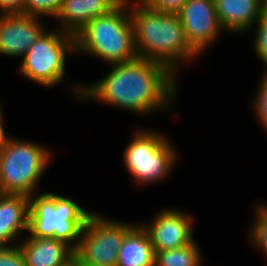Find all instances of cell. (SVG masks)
<instances>
[{
    "label": "cell",
    "instance_id": "1",
    "mask_svg": "<svg viewBox=\"0 0 267 266\" xmlns=\"http://www.w3.org/2000/svg\"><path fill=\"white\" fill-rule=\"evenodd\" d=\"M173 73L163 64L144 58L113 64L103 79L76 89L84 98L98 99L135 113L166 107L174 98L176 83ZM168 101V102H167Z\"/></svg>",
    "mask_w": 267,
    "mask_h": 266
},
{
    "label": "cell",
    "instance_id": "2",
    "mask_svg": "<svg viewBox=\"0 0 267 266\" xmlns=\"http://www.w3.org/2000/svg\"><path fill=\"white\" fill-rule=\"evenodd\" d=\"M137 3L139 6L128 9L139 58L161 63L174 74L181 60L198 55L188 43L177 13L153 9L142 0Z\"/></svg>",
    "mask_w": 267,
    "mask_h": 266
},
{
    "label": "cell",
    "instance_id": "3",
    "mask_svg": "<svg viewBox=\"0 0 267 266\" xmlns=\"http://www.w3.org/2000/svg\"><path fill=\"white\" fill-rule=\"evenodd\" d=\"M127 6L119 4L108 14L89 21L75 35V51L100 57L112 65L137 59L131 15L124 11Z\"/></svg>",
    "mask_w": 267,
    "mask_h": 266
},
{
    "label": "cell",
    "instance_id": "4",
    "mask_svg": "<svg viewBox=\"0 0 267 266\" xmlns=\"http://www.w3.org/2000/svg\"><path fill=\"white\" fill-rule=\"evenodd\" d=\"M32 196H29L30 236L59 239L75 250L91 213L73 200L54 193H43L34 199Z\"/></svg>",
    "mask_w": 267,
    "mask_h": 266
},
{
    "label": "cell",
    "instance_id": "5",
    "mask_svg": "<svg viewBox=\"0 0 267 266\" xmlns=\"http://www.w3.org/2000/svg\"><path fill=\"white\" fill-rule=\"evenodd\" d=\"M50 155L41 145L10 138L0 152V188L5 194L34 195Z\"/></svg>",
    "mask_w": 267,
    "mask_h": 266
},
{
    "label": "cell",
    "instance_id": "6",
    "mask_svg": "<svg viewBox=\"0 0 267 266\" xmlns=\"http://www.w3.org/2000/svg\"><path fill=\"white\" fill-rule=\"evenodd\" d=\"M75 52V36L44 31L23 56L21 73L40 85H57L65 75L66 53Z\"/></svg>",
    "mask_w": 267,
    "mask_h": 266
},
{
    "label": "cell",
    "instance_id": "7",
    "mask_svg": "<svg viewBox=\"0 0 267 266\" xmlns=\"http://www.w3.org/2000/svg\"><path fill=\"white\" fill-rule=\"evenodd\" d=\"M162 134L138 131L124 153V162L137 183L158 182L170 173L175 150Z\"/></svg>",
    "mask_w": 267,
    "mask_h": 266
},
{
    "label": "cell",
    "instance_id": "8",
    "mask_svg": "<svg viewBox=\"0 0 267 266\" xmlns=\"http://www.w3.org/2000/svg\"><path fill=\"white\" fill-rule=\"evenodd\" d=\"M134 226L90 214L74 255L84 266H117L118 251Z\"/></svg>",
    "mask_w": 267,
    "mask_h": 266
},
{
    "label": "cell",
    "instance_id": "9",
    "mask_svg": "<svg viewBox=\"0 0 267 266\" xmlns=\"http://www.w3.org/2000/svg\"><path fill=\"white\" fill-rule=\"evenodd\" d=\"M176 13L188 43L198 54L224 30L216 14L214 0H187Z\"/></svg>",
    "mask_w": 267,
    "mask_h": 266
},
{
    "label": "cell",
    "instance_id": "10",
    "mask_svg": "<svg viewBox=\"0 0 267 266\" xmlns=\"http://www.w3.org/2000/svg\"><path fill=\"white\" fill-rule=\"evenodd\" d=\"M153 222L143 228L148 232L155 254L191 244L192 218L179 210L167 209L158 213Z\"/></svg>",
    "mask_w": 267,
    "mask_h": 266
},
{
    "label": "cell",
    "instance_id": "11",
    "mask_svg": "<svg viewBox=\"0 0 267 266\" xmlns=\"http://www.w3.org/2000/svg\"><path fill=\"white\" fill-rule=\"evenodd\" d=\"M44 31L39 17L0 14V54L24 56Z\"/></svg>",
    "mask_w": 267,
    "mask_h": 266
},
{
    "label": "cell",
    "instance_id": "12",
    "mask_svg": "<svg viewBox=\"0 0 267 266\" xmlns=\"http://www.w3.org/2000/svg\"><path fill=\"white\" fill-rule=\"evenodd\" d=\"M216 14L224 30L241 33L258 22L267 0H214Z\"/></svg>",
    "mask_w": 267,
    "mask_h": 266
},
{
    "label": "cell",
    "instance_id": "13",
    "mask_svg": "<svg viewBox=\"0 0 267 266\" xmlns=\"http://www.w3.org/2000/svg\"><path fill=\"white\" fill-rule=\"evenodd\" d=\"M120 3L117 0H64L57 15L63 22V32L75 36L89 21L106 15Z\"/></svg>",
    "mask_w": 267,
    "mask_h": 266
},
{
    "label": "cell",
    "instance_id": "14",
    "mask_svg": "<svg viewBox=\"0 0 267 266\" xmlns=\"http://www.w3.org/2000/svg\"><path fill=\"white\" fill-rule=\"evenodd\" d=\"M26 266H62L74 256V249L62 240L29 236L19 244Z\"/></svg>",
    "mask_w": 267,
    "mask_h": 266
},
{
    "label": "cell",
    "instance_id": "15",
    "mask_svg": "<svg viewBox=\"0 0 267 266\" xmlns=\"http://www.w3.org/2000/svg\"><path fill=\"white\" fill-rule=\"evenodd\" d=\"M29 196L4 194L0 199V247H12L8 242L19 230H28Z\"/></svg>",
    "mask_w": 267,
    "mask_h": 266
},
{
    "label": "cell",
    "instance_id": "16",
    "mask_svg": "<svg viewBox=\"0 0 267 266\" xmlns=\"http://www.w3.org/2000/svg\"><path fill=\"white\" fill-rule=\"evenodd\" d=\"M117 266H155V251L143 226H134L118 251Z\"/></svg>",
    "mask_w": 267,
    "mask_h": 266
},
{
    "label": "cell",
    "instance_id": "17",
    "mask_svg": "<svg viewBox=\"0 0 267 266\" xmlns=\"http://www.w3.org/2000/svg\"><path fill=\"white\" fill-rule=\"evenodd\" d=\"M193 241L184 247L162 250L155 254V266H200L201 256Z\"/></svg>",
    "mask_w": 267,
    "mask_h": 266
},
{
    "label": "cell",
    "instance_id": "18",
    "mask_svg": "<svg viewBox=\"0 0 267 266\" xmlns=\"http://www.w3.org/2000/svg\"><path fill=\"white\" fill-rule=\"evenodd\" d=\"M64 0H25L24 14L32 17H41L40 15H52L57 17Z\"/></svg>",
    "mask_w": 267,
    "mask_h": 266
},
{
    "label": "cell",
    "instance_id": "19",
    "mask_svg": "<svg viewBox=\"0 0 267 266\" xmlns=\"http://www.w3.org/2000/svg\"><path fill=\"white\" fill-rule=\"evenodd\" d=\"M256 223L251 230L252 242L267 254V206H257Z\"/></svg>",
    "mask_w": 267,
    "mask_h": 266
},
{
    "label": "cell",
    "instance_id": "20",
    "mask_svg": "<svg viewBox=\"0 0 267 266\" xmlns=\"http://www.w3.org/2000/svg\"><path fill=\"white\" fill-rule=\"evenodd\" d=\"M255 37L254 49L256 54L267 65V7L258 21L257 35Z\"/></svg>",
    "mask_w": 267,
    "mask_h": 266
},
{
    "label": "cell",
    "instance_id": "21",
    "mask_svg": "<svg viewBox=\"0 0 267 266\" xmlns=\"http://www.w3.org/2000/svg\"><path fill=\"white\" fill-rule=\"evenodd\" d=\"M0 266H26L25 258L19 245L0 247Z\"/></svg>",
    "mask_w": 267,
    "mask_h": 266
},
{
    "label": "cell",
    "instance_id": "22",
    "mask_svg": "<svg viewBox=\"0 0 267 266\" xmlns=\"http://www.w3.org/2000/svg\"><path fill=\"white\" fill-rule=\"evenodd\" d=\"M254 105L258 119L261 120L262 127L267 131V71L263 75Z\"/></svg>",
    "mask_w": 267,
    "mask_h": 266
},
{
    "label": "cell",
    "instance_id": "23",
    "mask_svg": "<svg viewBox=\"0 0 267 266\" xmlns=\"http://www.w3.org/2000/svg\"><path fill=\"white\" fill-rule=\"evenodd\" d=\"M153 9L176 13L187 0H142Z\"/></svg>",
    "mask_w": 267,
    "mask_h": 266
},
{
    "label": "cell",
    "instance_id": "24",
    "mask_svg": "<svg viewBox=\"0 0 267 266\" xmlns=\"http://www.w3.org/2000/svg\"><path fill=\"white\" fill-rule=\"evenodd\" d=\"M25 0H0V14H24Z\"/></svg>",
    "mask_w": 267,
    "mask_h": 266
},
{
    "label": "cell",
    "instance_id": "25",
    "mask_svg": "<svg viewBox=\"0 0 267 266\" xmlns=\"http://www.w3.org/2000/svg\"><path fill=\"white\" fill-rule=\"evenodd\" d=\"M10 138L5 134L2 126V117L0 118V152L7 145Z\"/></svg>",
    "mask_w": 267,
    "mask_h": 266
},
{
    "label": "cell",
    "instance_id": "26",
    "mask_svg": "<svg viewBox=\"0 0 267 266\" xmlns=\"http://www.w3.org/2000/svg\"><path fill=\"white\" fill-rule=\"evenodd\" d=\"M62 266H84L82 262L74 255Z\"/></svg>",
    "mask_w": 267,
    "mask_h": 266
},
{
    "label": "cell",
    "instance_id": "27",
    "mask_svg": "<svg viewBox=\"0 0 267 266\" xmlns=\"http://www.w3.org/2000/svg\"><path fill=\"white\" fill-rule=\"evenodd\" d=\"M120 4H129L128 0H117Z\"/></svg>",
    "mask_w": 267,
    "mask_h": 266
},
{
    "label": "cell",
    "instance_id": "28",
    "mask_svg": "<svg viewBox=\"0 0 267 266\" xmlns=\"http://www.w3.org/2000/svg\"><path fill=\"white\" fill-rule=\"evenodd\" d=\"M4 194V191L0 188V199L3 197Z\"/></svg>",
    "mask_w": 267,
    "mask_h": 266
}]
</instances>
